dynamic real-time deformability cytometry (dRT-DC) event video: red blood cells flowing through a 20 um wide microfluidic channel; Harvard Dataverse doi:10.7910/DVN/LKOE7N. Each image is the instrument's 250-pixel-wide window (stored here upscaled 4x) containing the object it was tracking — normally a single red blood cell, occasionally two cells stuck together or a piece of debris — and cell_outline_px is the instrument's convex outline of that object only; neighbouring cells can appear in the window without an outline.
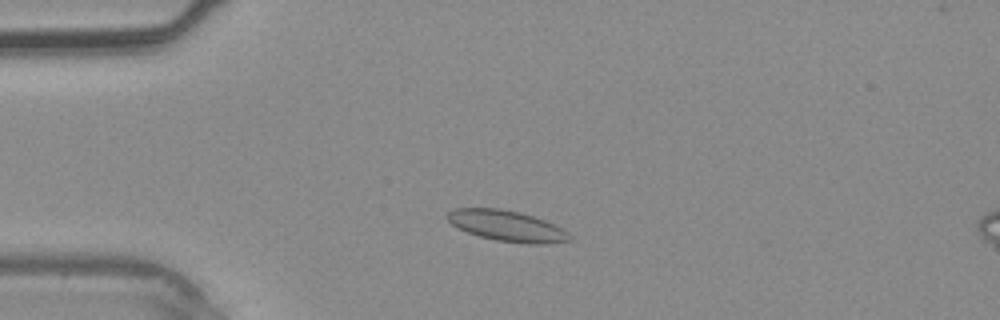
{"species": "common noctule bat (a hibernating species)", "species_latin": "Nyctalus noctula", "temperature_condition": "warm", "stored_images_in_passage": 35, "camera_frame_rate_fps": 3000, "um_per_image_px": 0.085, "animal": {"sex": "male", "body_mass_g": 20.4}, "frame": {"image": 1, "passage_image": 6, "time_ms": 1.667, "image_size_px": [1000, 320], "cell_outline_px": [[572, 240], [548, 244], [528, 244], [496, 240], [480, 236], [456, 228], [444, 216], [452, 208], [500, 208], [520, 212], [544, 220], [568, 232], [572, 236]], "centroid_in_image_um": [43.06, 19.2], "position_along_channel_um": 41.9, "area_um2": 22.02}}
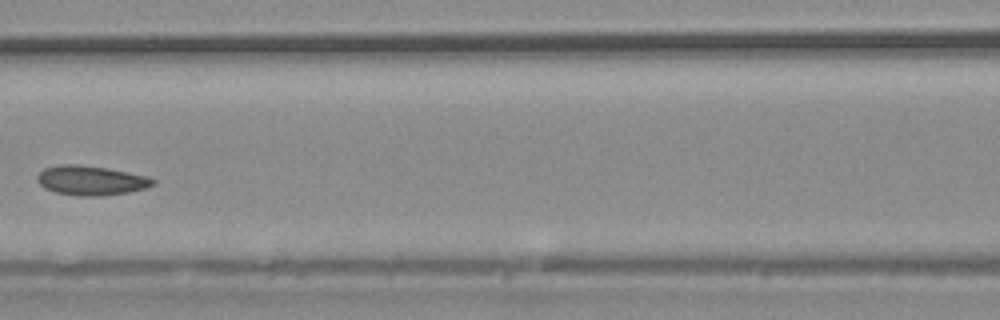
{"frame": {"image": 2, "passage_image": 14, "time_ms": 4.333, "image_size_px": [1000, 320], "cell_outline_px": [[156, 184], [144, 188], [128, 192], [100, 196], [76, 196], [56, 192], [44, 188], [36, 180], [36, 176], [44, 168], [56, 164], [80, 164], [108, 168], [148, 176], [156, 180]], "centroid_in_image_um": [7.71, 15.33], "position_along_channel_um": 158.9, "area_um2": 20.11}}
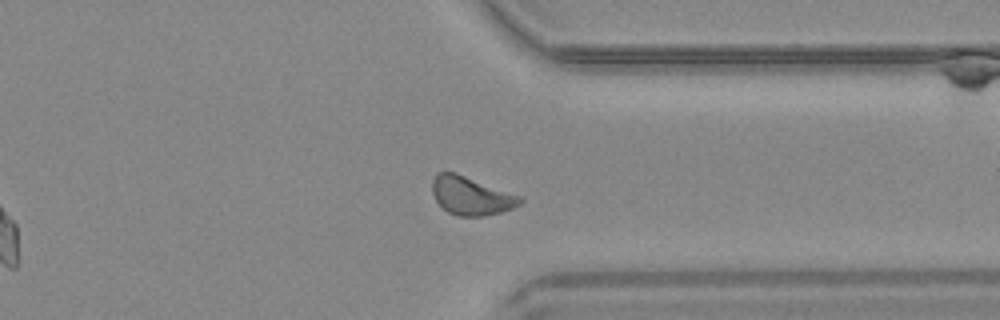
{"frame": {"image": 3, "passage_image": 26, "time_ms": 8.333, "image_size_px": [1000, 320], "cell_outline_px": [[524, 200], [520, 204], [512, 208], [500, 212], [484, 216], [456, 216], [448, 212], [436, 200], [432, 192], [432, 180], [436, 172], [456, 172], [524, 196]], "centroid_in_image_um": [40.07, 16.62], "position_along_channel_um": 371.3, "area_um2": 19.94}}